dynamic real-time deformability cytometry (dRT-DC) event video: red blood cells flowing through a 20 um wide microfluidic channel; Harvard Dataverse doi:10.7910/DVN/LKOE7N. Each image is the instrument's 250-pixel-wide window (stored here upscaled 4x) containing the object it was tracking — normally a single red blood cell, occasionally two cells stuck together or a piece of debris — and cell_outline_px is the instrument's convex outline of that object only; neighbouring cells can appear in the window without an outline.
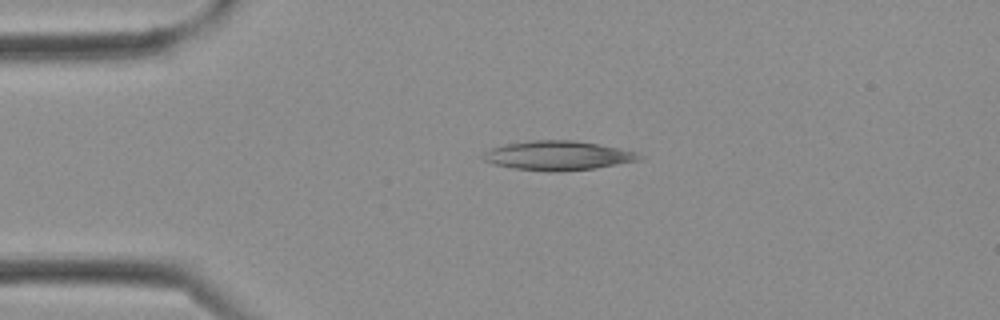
{"species": "Egyptian fruit bat (a non-hibernating species)", "species_latin": "Rousettus aegyptiacus", "temperature_condition": "cold", "stored_images_in_passage": 2, "camera_frame_rate_fps": 3000, "um_per_image_px": 0.085, "frame": {"image": 1, "passage_image": 2, "time_ms": 0.333, "image_size_px": [1000, 320], "cell_outline_px": [[644, 160], [596, 168], [556, 172], [548, 172], [512, 168], [492, 164], [484, 160], [480, 156], [484, 152], [492, 148], [504, 144], [532, 140], [572, 140], [596, 144], [636, 152], [644, 156]], "centroid_in_image_um": [47.41, 13.24], "position_along_channel_um": 37.6, "area_um2": 26.82}}